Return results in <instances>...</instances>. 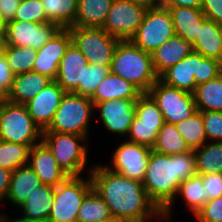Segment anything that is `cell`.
<instances>
[{
	"instance_id": "cell-36",
	"label": "cell",
	"mask_w": 222,
	"mask_h": 222,
	"mask_svg": "<svg viewBox=\"0 0 222 222\" xmlns=\"http://www.w3.org/2000/svg\"><path fill=\"white\" fill-rule=\"evenodd\" d=\"M136 116L131 125L163 126L164 118L157 103L148 93H143L135 106Z\"/></svg>"
},
{
	"instance_id": "cell-18",
	"label": "cell",
	"mask_w": 222,
	"mask_h": 222,
	"mask_svg": "<svg viewBox=\"0 0 222 222\" xmlns=\"http://www.w3.org/2000/svg\"><path fill=\"white\" fill-rule=\"evenodd\" d=\"M87 64L86 57L71 43L60 61L55 81L65 92H73L82 82L84 65Z\"/></svg>"
},
{
	"instance_id": "cell-22",
	"label": "cell",
	"mask_w": 222,
	"mask_h": 222,
	"mask_svg": "<svg viewBox=\"0 0 222 222\" xmlns=\"http://www.w3.org/2000/svg\"><path fill=\"white\" fill-rule=\"evenodd\" d=\"M143 93L131 82L111 71L90 97L94 104L112 99H138Z\"/></svg>"
},
{
	"instance_id": "cell-34",
	"label": "cell",
	"mask_w": 222,
	"mask_h": 222,
	"mask_svg": "<svg viewBox=\"0 0 222 222\" xmlns=\"http://www.w3.org/2000/svg\"><path fill=\"white\" fill-rule=\"evenodd\" d=\"M175 126L191 150L200 148L207 142L203 116L200 111L187 120L176 123Z\"/></svg>"
},
{
	"instance_id": "cell-16",
	"label": "cell",
	"mask_w": 222,
	"mask_h": 222,
	"mask_svg": "<svg viewBox=\"0 0 222 222\" xmlns=\"http://www.w3.org/2000/svg\"><path fill=\"white\" fill-rule=\"evenodd\" d=\"M65 93L57 82L53 80L33 99L25 103L34 123L42 131L49 127Z\"/></svg>"
},
{
	"instance_id": "cell-40",
	"label": "cell",
	"mask_w": 222,
	"mask_h": 222,
	"mask_svg": "<svg viewBox=\"0 0 222 222\" xmlns=\"http://www.w3.org/2000/svg\"><path fill=\"white\" fill-rule=\"evenodd\" d=\"M161 127L162 126L131 125L127 140L152 149Z\"/></svg>"
},
{
	"instance_id": "cell-25",
	"label": "cell",
	"mask_w": 222,
	"mask_h": 222,
	"mask_svg": "<svg viewBox=\"0 0 222 222\" xmlns=\"http://www.w3.org/2000/svg\"><path fill=\"white\" fill-rule=\"evenodd\" d=\"M193 47L194 52L222 62V25L206 19Z\"/></svg>"
},
{
	"instance_id": "cell-52",
	"label": "cell",
	"mask_w": 222,
	"mask_h": 222,
	"mask_svg": "<svg viewBox=\"0 0 222 222\" xmlns=\"http://www.w3.org/2000/svg\"><path fill=\"white\" fill-rule=\"evenodd\" d=\"M8 21L3 17L0 12V35H6Z\"/></svg>"
},
{
	"instance_id": "cell-43",
	"label": "cell",
	"mask_w": 222,
	"mask_h": 222,
	"mask_svg": "<svg viewBox=\"0 0 222 222\" xmlns=\"http://www.w3.org/2000/svg\"><path fill=\"white\" fill-rule=\"evenodd\" d=\"M194 217L199 222H222V196L208 200Z\"/></svg>"
},
{
	"instance_id": "cell-3",
	"label": "cell",
	"mask_w": 222,
	"mask_h": 222,
	"mask_svg": "<svg viewBox=\"0 0 222 222\" xmlns=\"http://www.w3.org/2000/svg\"><path fill=\"white\" fill-rule=\"evenodd\" d=\"M110 70L131 82L142 93H148L159 79L153 67L152 54L136 47L130 40L119 41Z\"/></svg>"
},
{
	"instance_id": "cell-8",
	"label": "cell",
	"mask_w": 222,
	"mask_h": 222,
	"mask_svg": "<svg viewBox=\"0 0 222 222\" xmlns=\"http://www.w3.org/2000/svg\"><path fill=\"white\" fill-rule=\"evenodd\" d=\"M68 177L54 187L53 205L47 222H74L85 195L93 188L91 177Z\"/></svg>"
},
{
	"instance_id": "cell-33",
	"label": "cell",
	"mask_w": 222,
	"mask_h": 222,
	"mask_svg": "<svg viewBox=\"0 0 222 222\" xmlns=\"http://www.w3.org/2000/svg\"><path fill=\"white\" fill-rule=\"evenodd\" d=\"M46 17L61 28L71 26L76 18L78 0H41Z\"/></svg>"
},
{
	"instance_id": "cell-50",
	"label": "cell",
	"mask_w": 222,
	"mask_h": 222,
	"mask_svg": "<svg viewBox=\"0 0 222 222\" xmlns=\"http://www.w3.org/2000/svg\"><path fill=\"white\" fill-rule=\"evenodd\" d=\"M131 2L143 6L146 9L157 8L161 6V0H130Z\"/></svg>"
},
{
	"instance_id": "cell-47",
	"label": "cell",
	"mask_w": 222,
	"mask_h": 222,
	"mask_svg": "<svg viewBox=\"0 0 222 222\" xmlns=\"http://www.w3.org/2000/svg\"><path fill=\"white\" fill-rule=\"evenodd\" d=\"M21 0H0V12L7 20H13Z\"/></svg>"
},
{
	"instance_id": "cell-9",
	"label": "cell",
	"mask_w": 222,
	"mask_h": 222,
	"mask_svg": "<svg viewBox=\"0 0 222 222\" xmlns=\"http://www.w3.org/2000/svg\"><path fill=\"white\" fill-rule=\"evenodd\" d=\"M175 35L170 11L162 6L147 9L142 24L129 39L136 47L152 54Z\"/></svg>"
},
{
	"instance_id": "cell-6",
	"label": "cell",
	"mask_w": 222,
	"mask_h": 222,
	"mask_svg": "<svg viewBox=\"0 0 222 222\" xmlns=\"http://www.w3.org/2000/svg\"><path fill=\"white\" fill-rule=\"evenodd\" d=\"M0 140L30 148L42 141V130L34 123L25 104L6 99L0 104Z\"/></svg>"
},
{
	"instance_id": "cell-20",
	"label": "cell",
	"mask_w": 222,
	"mask_h": 222,
	"mask_svg": "<svg viewBox=\"0 0 222 222\" xmlns=\"http://www.w3.org/2000/svg\"><path fill=\"white\" fill-rule=\"evenodd\" d=\"M193 52L194 47L192 43L185 41L180 36L174 35L152 53L153 67L156 74L160 76L165 70Z\"/></svg>"
},
{
	"instance_id": "cell-4",
	"label": "cell",
	"mask_w": 222,
	"mask_h": 222,
	"mask_svg": "<svg viewBox=\"0 0 222 222\" xmlns=\"http://www.w3.org/2000/svg\"><path fill=\"white\" fill-rule=\"evenodd\" d=\"M94 103L89 97L66 92L49 127L42 132L72 133L89 136L90 119L94 118Z\"/></svg>"
},
{
	"instance_id": "cell-27",
	"label": "cell",
	"mask_w": 222,
	"mask_h": 222,
	"mask_svg": "<svg viewBox=\"0 0 222 222\" xmlns=\"http://www.w3.org/2000/svg\"><path fill=\"white\" fill-rule=\"evenodd\" d=\"M54 187L42 184L18 209L21 217L47 222L53 205Z\"/></svg>"
},
{
	"instance_id": "cell-29",
	"label": "cell",
	"mask_w": 222,
	"mask_h": 222,
	"mask_svg": "<svg viewBox=\"0 0 222 222\" xmlns=\"http://www.w3.org/2000/svg\"><path fill=\"white\" fill-rule=\"evenodd\" d=\"M194 151L197 174L222 173V142L207 141Z\"/></svg>"
},
{
	"instance_id": "cell-35",
	"label": "cell",
	"mask_w": 222,
	"mask_h": 222,
	"mask_svg": "<svg viewBox=\"0 0 222 222\" xmlns=\"http://www.w3.org/2000/svg\"><path fill=\"white\" fill-rule=\"evenodd\" d=\"M4 55L14 75L32 71L37 50L31 47L5 45Z\"/></svg>"
},
{
	"instance_id": "cell-32",
	"label": "cell",
	"mask_w": 222,
	"mask_h": 222,
	"mask_svg": "<svg viewBox=\"0 0 222 222\" xmlns=\"http://www.w3.org/2000/svg\"><path fill=\"white\" fill-rule=\"evenodd\" d=\"M178 196L183 198L185 205L189 207V210L195 216L207 202L202 175L195 174L191 178L182 181L174 200H176Z\"/></svg>"
},
{
	"instance_id": "cell-28",
	"label": "cell",
	"mask_w": 222,
	"mask_h": 222,
	"mask_svg": "<svg viewBox=\"0 0 222 222\" xmlns=\"http://www.w3.org/2000/svg\"><path fill=\"white\" fill-rule=\"evenodd\" d=\"M193 96L197 111L222 112V73L196 86Z\"/></svg>"
},
{
	"instance_id": "cell-38",
	"label": "cell",
	"mask_w": 222,
	"mask_h": 222,
	"mask_svg": "<svg viewBox=\"0 0 222 222\" xmlns=\"http://www.w3.org/2000/svg\"><path fill=\"white\" fill-rule=\"evenodd\" d=\"M110 71V67L104 65L89 63L84 65L82 82H79L78 87L72 93L90 98Z\"/></svg>"
},
{
	"instance_id": "cell-13",
	"label": "cell",
	"mask_w": 222,
	"mask_h": 222,
	"mask_svg": "<svg viewBox=\"0 0 222 222\" xmlns=\"http://www.w3.org/2000/svg\"><path fill=\"white\" fill-rule=\"evenodd\" d=\"M116 147L112 163L106 167L124 177L142 182L152 149L128 140Z\"/></svg>"
},
{
	"instance_id": "cell-45",
	"label": "cell",
	"mask_w": 222,
	"mask_h": 222,
	"mask_svg": "<svg viewBox=\"0 0 222 222\" xmlns=\"http://www.w3.org/2000/svg\"><path fill=\"white\" fill-rule=\"evenodd\" d=\"M201 10L207 19L222 25V0H202Z\"/></svg>"
},
{
	"instance_id": "cell-55",
	"label": "cell",
	"mask_w": 222,
	"mask_h": 222,
	"mask_svg": "<svg viewBox=\"0 0 222 222\" xmlns=\"http://www.w3.org/2000/svg\"><path fill=\"white\" fill-rule=\"evenodd\" d=\"M4 99H5V97L0 92V104L3 102Z\"/></svg>"
},
{
	"instance_id": "cell-24",
	"label": "cell",
	"mask_w": 222,
	"mask_h": 222,
	"mask_svg": "<svg viewBox=\"0 0 222 222\" xmlns=\"http://www.w3.org/2000/svg\"><path fill=\"white\" fill-rule=\"evenodd\" d=\"M42 185L39 177L29 165L12 171L8 199L14 206H21Z\"/></svg>"
},
{
	"instance_id": "cell-31",
	"label": "cell",
	"mask_w": 222,
	"mask_h": 222,
	"mask_svg": "<svg viewBox=\"0 0 222 222\" xmlns=\"http://www.w3.org/2000/svg\"><path fill=\"white\" fill-rule=\"evenodd\" d=\"M112 219L109 207L92 188L82 201L77 222H106Z\"/></svg>"
},
{
	"instance_id": "cell-17",
	"label": "cell",
	"mask_w": 222,
	"mask_h": 222,
	"mask_svg": "<svg viewBox=\"0 0 222 222\" xmlns=\"http://www.w3.org/2000/svg\"><path fill=\"white\" fill-rule=\"evenodd\" d=\"M28 165L45 185L56 187L69 177L59 167L52 151L43 141L30 148Z\"/></svg>"
},
{
	"instance_id": "cell-41",
	"label": "cell",
	"mask_w": 222,
	"mask_h": 222,
	"mask_svg": "<svg viewBox=\"0 0 222 222\" xmlns=\"http://www.w3.org/2000/svg\"><path fill=\"white\" fill-rule=\"evenodd\" d=\"M203 116L207 141L222 142V112L200 111Z\"/></svg>"
},
{
	"instance_id": "cell-44",
	"label": "cell",
	"mask_w": 222,
	"mask_h": 222,
	"mask_svg": "<svg viewBox=\"0 0 222 222\" xmlns=\"http://www.w3.org/2000/svg\"><path fill=\"white\" fill-rule=\"evenodd\" d=\"M207 201L222 196V173L202 175Z\"/></svg>"
},
{
	"instance_id": "cell-39",
	"label": "cell",
	"mask_w": 222,
	"mask_h": 222,
	"mask_svg": "<svg viewBox=\"0 0 222 222\" xmlns=\"http://www.w3.org/2000/svg\"><path fill=\"white\" fill-rule=\"evenodd\" d=\"M13 20L46 23V17L41 0H21Z\"/></svg>"
},
{
	"instance_id": "cell-46",
	"label": "cell",
	"mask_w": 222,
	"mask_h": 222,
	"mask_svg": "<svg viewBox=\"0 0 222 222\" xmlns=\"http://www.w3.org/2000/svg\"><path fill=\"white\" fill-rule=\"evenodd\" d=\"M14 74L10 70L8 61L3 54L0 55V92L5 97L12 87Z\"/></svg>"
},
{
	"instance_id": "cell-19",
	"label": "cell",
	"mask_w": 222,
	"mask_h": 222,
	"mask_svg": "<svg viewBox=\"0 0 222 222\" xmlns=\"http://www.w3.org/2000/svg\"><path fill=\"white\" fill-rule=\"evenodd\" d=\"M198 69L199 53L193 52L165 70L159 79L167 85L193 93L197 86L195 76H198Z\"/></svg>"
},
{
	"instance_id": "cell-54",
	"label": "cell",
	"mask_w": 222,
	"mask_h": 222,
	"mask_svg": "<svg viewBox=\"0 0 222 222\" xmlns=\"http://www.w3.org/2000/svg\"><path fill=\"white\" fill-rule=\"evenodd\" d=\"M106 222H124L122 220H117V219H112V220H109V221H106Z\"/></svg>"
},
{
	"instance_id": "cell-14",
	"label": "cell",
	"mask_w": 222,
	"mask_h": 222,
	"mask_svg": "<svg viewBox=\"0 0 222 222\" xmlns=\"http://www.w3.org/2000/svg\"><path fill=\"white\" fill-rule=\"evenodd\" d=\"M137 99H112L94 104V110L99 111L98 118L110 133L127 136L130 126L136 116Z\"/></svg>"
},
{
	"instance_id": "cell-23",
	"label": "cell",
	"mask_w": 222,
	"mask_h": 222,
	"mask_svg": "<svg viewBox=\"0 0 222 222\" xmlns=\"http://www.w3.org/2000/svg\"><path fill=\"white\" fill-rule=\"evenodd\" d=\"M175 35L192 44L200 32V27L207 19L201 8L169 7Z\"/></svg>"
},
{
	"instance_id": "cell-26",
	"label": "cell",
	"mask_w": 222,
	"mask_h": 222,
	"mask_svg": "<svg viewBox=\"0 0 222 222\" xmlns=\"http://www.w3.org/2000/svg\"><path fill=\"white\" fill-rule=\"evenodd\" d=\"M113 0H78L71 26L102 28Z\"/></svg>"
},
{
	"instance_id": "cell-2",
	"label": "cell",
	"mask_w": 222,
	"mask_h": 222,
	"mask_svg": "<svg viewBox=\"0 0 222 222\" xmlns=\"http://www.w3.org/2000/svg\"><path fill=\"white\" fill-rule=\"evenodd\" d=\"M197 174L194 151L167 155L151 150L142 181L149 199L162 212V220L169 222L179 185Z\"/></svg>"
},
{
	"instance_id": "cell-1",
	"label": "cell",
	"mask_w": 222,
	"mask_h": 222,
	"mask_svg": "<svg viewBox=\"0 0 222 222\" xmlns=\"http://www.w3.org/2000/svg\"><path fill=\"white\" fill-rule=\"evenodd\" d=\"M93 189L109 207L113 219L124 222H152L162 212L149 199L142 182L124 177L101 164L89 172Z\"/></svg>"
},
{
	"instance_id": "cell-7",
	"label": "cell",
	"mask_w": 222,
	"mask_h": 222,
	"mask_svg": "<svg viewBox=\"0 0 222 222\" xmlns=\"http://www.w3.org/2000/svg\"><path fill=\"white\" fill-rule=\"evenodd\" d=\"M72 43L82 52L89 64L111 68L113 54L120 39L102 28L69 26Z\"/></svg>"
},
{
	"instance_id": "cell-42",
	"label": "cell",
	"mask_w": 222,
	"mask_h": 222,
	"mask_svg": "<svg viewBox=\"0 0 222 222\" xmlns=\"http://www.w3.org/2000/svg\"><path fill=\"white\" fill-rule=\"evenodd\" d=\"M222 73V62L207 58L199 54L198 76H195L196 85H201Z\"/></svg>"
},
{
	"instance_id": "cell-11",
	"label": "cell",
	"mask_w": 222,
	"mask_h": 222,
	"mask_svg": "<svg viewBox=\"0 0 222 222\" xmlns=\"http://www.w3.org/2000/svg\"><path fill=\"white\" fill-rule=\"evenodd\" d=\"M146 11L130 0H113L102 29L120 40H129L142 24Z\"/></svg>"
},
{
	"instance_id": "cell-30",
	"label": "cell",
	"mask_w": 222,
	"mask_h": 222,
	"mask_svg": "<svg viewBox=\"0 0 222 222\" xmlns=\"http://www.w3.org/2000/svg\"><path fill=\"white\" fill-rule=\"evenodd\" d=\"M152 150L170 156L191 151L175 124L169 123H164L159 130Z\"/></svg>"
},
{
	"instance_id": "cell-21",
	"label": "cell",
	"mask_w": 222,
	"mask_h": 222,
	"mask_svg": "<svg viewBox=\"0 0 222 222\" xmlns=\"http://www.w3.org/2000/svg\"><path fill=\"white\" fill-rule=\"evenodd\" d=\"M52 81L48 76L35 71L15 75L5 99L12 103L25 104Z\"/></svg>"
},
{
	"instance_id": "cell-5",
	"label": "cell",
	"mask_w": 222,
	"mask_h": 222,
	"mask_svg": "<svg viewBox=\"0 0 222 222\" xmlns=\"http://www.w3.org/2000/svg\"><path fill=\"white\" fill-rule=\"evenodd\" d=\"M87 140L86 136L72 133L42 132V141L52 151L59 167L69 177L82 176V171L86 168Z\"/></svg>"
},
{
	"instance_id": "cell-51",
	"label": "cell",
	"mask_w": 222,
	"mask_h": 222,
	"mask_svg": "<svg viewBox=\"0 0 222 222\" xmlns=\"http://www.w3.org/2000/svg\"><path fill=\"white\" fill-rule=\"evenodd\" d=\"M0 222H45V221L29 220L20 216L15 219H9L8 215L4 214V212L2 213L0 212Z\"/></svg>"
},
{
	"instance_id": "cell-49",
	"label": "cell",
	"mask_w": 222,
	"mask_h": 222,
	"mask_svg": "<svg viewBox=\"0 0 222 222\" xmlns=\"http://www.w3.org/2000/svg\"><path fill=\"white\" fill-rule=\"evenodd\" d=\"M202 0H161V6L164 8L169 7H189L201 8Z\"/></svg>"
},
{
	"instance_id": "cell-48",
	"label": "cell",
	"mask_w": 222,
	"mask_h": 222,
	"mask_svg": "<svg viewBox=\"0 0 222 222\" xmlns=\"http://www.w3.org/2000/svg\"><path fill=\"white\" fill-rule=\"evenodd\" d=\"M12 171L0 167V202L5 200L11 182Z\"/></svg>"
},
{
	"instance_id": "cell-12",
	"label": "cell",
	"mask_w": 222,
	"mask_h": 222,
	"mask_svg": "<svg viewBox=\"0 0 222 222\" xmlns=\"http://www.w3.org/2000/svg\"><path fill=\"white\" fill-rule=\"evenodd\" d=\"M61 27L51 21L40 24L29 21L10 20L7 23L5 44L40 49Z\"/></svg>"
},
{
	"instance_id": "cell-15",
	"label": "cell",
	"mask_w": 222,
	"mask_h": 222,
	"mask_svg": "<svg viewBox=\"0 0 222 222\" xmlns=\"http://www.w3.org/2000/svg\"><path fill=\"white\" fill-rule=\"evenodd\" d=\"M72 38L67 28H61L48 42L37 50L32 71L46 75L55 80L59 64Z\"/></svg>"
},
{
	"instance_id": "cell-10",
	"label": "cell",
	"mask_w": 222,
	"mask_h": 222,
	"mask_svg": "<svg viewBox=\"0 0 222 222\" xmlns=\"http://www.w3.org/2000/svg\"><path fill=\"white\" fill-rule=\"evenodd\" d=\"M148 94L157 103L165 123L176 124L197 112L193 93L167 85L160 79L150 88Z\"/></svg>"
},
{
	"instance_id": "cell-53",
	"label": "cell",
	"mask_w": 222,
	"mask_h": 222,
	"mask_svg": "<svg viewBox=\"0 0 222 222\" xmlns=\"http://www.w3.org/2000/svg\"><path fill=\"white\" fill-rule=\"evenodd\" d=\"M5 36L6 35H0V55L4 53L5 48Z\"/></svg>"
},
{
	"instance_id": "cell-37",
	"label": "cell",
	"mask_w": 222,
	"mask_h": 222,
	"mask_svg": "<svg viewBox=\"0 0 222 222\" xmlns=\"http://www.w3.org/2000/svg\"><path fill=\"white\" fill-rule=\"evenodd\" d=\"M30 147L0 140V167L10 171L28 165Z\"/></svg>"
}]
</instances>
